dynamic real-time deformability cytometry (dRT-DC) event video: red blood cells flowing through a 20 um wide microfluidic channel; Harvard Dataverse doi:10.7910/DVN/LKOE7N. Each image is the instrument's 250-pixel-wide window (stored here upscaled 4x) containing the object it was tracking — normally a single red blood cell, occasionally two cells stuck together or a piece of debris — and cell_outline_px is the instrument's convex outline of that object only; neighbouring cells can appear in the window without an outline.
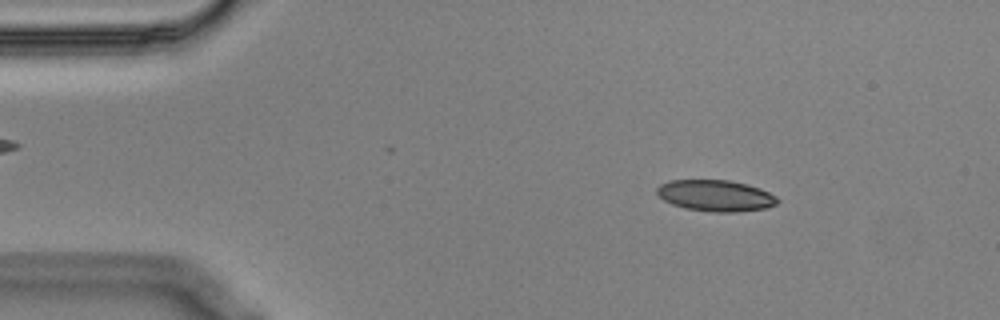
{"species": "Egyptian fruit bat (a non-hibernating species)", "species_latin": "Rousettus aegyptiacus", "temperature_condition": "cold", "stored_images_in_passage": 55, "camera_frame_rate_fps": 3000, "um_per_image_px": 0.085, "animal": {"sex": "male"}, "frame": {"image": 1, "passage_image": 7, "time_ms": 2.0, "image_size_px": [1000, 320], "cell_outline_px": [[780, 200], [776, 204], [764, 208], [736, 212], [712, 212], [684, 208], [672, 204], [664, 200], [656, 192], [656, 188], [660, 184], [668, 180], [728, 180], [748, 184], [760, 188], [776, 196]], "centroid_in_image_um": [60.81, 16.62], "position_along_channel_um": 24.2, "area_um2": 22.02}}
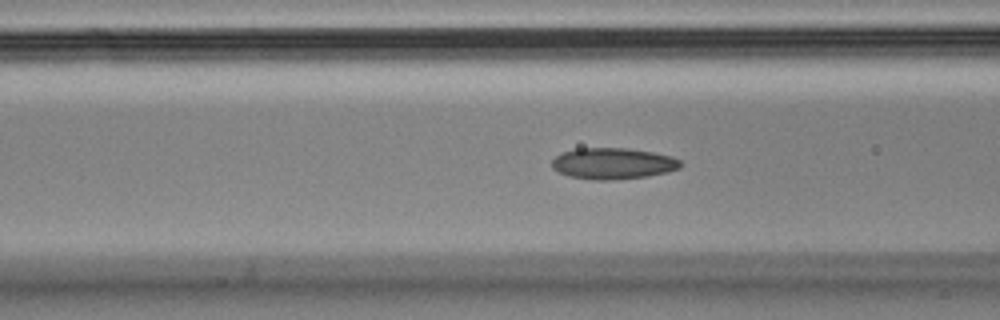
{"frame": {"image": 2, "passage_image": 20, "time_ms": 6.333, "image_size_px": [1000, 320], "cell_outline_px": [[684, 164], [680, 168], [668, 172], [648, 176], [612, 180], [596, 180], [568, 176], [552, 168], [552, 160], [556, 156], [564, 152], [576, 148], [628, 148], [652, 152], [672, 156], [680, 160]], "centroid_in_image_um": [52.14, 13.9], "position_along_channel_um": 114.5, "area_um2": 23.52}}
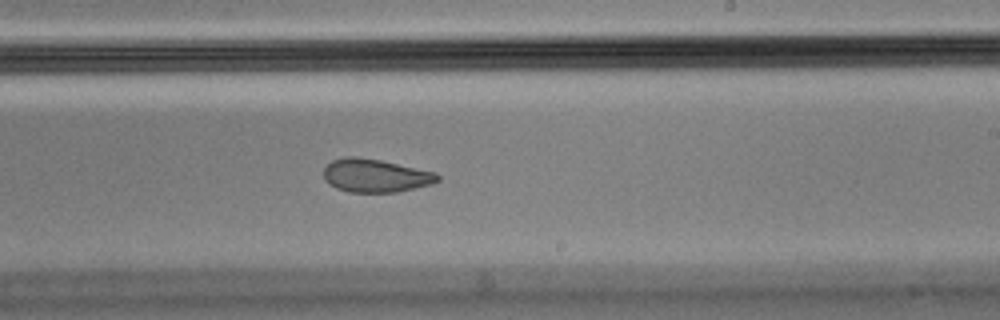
{"frame": {"image": 3, "passage_image": 32, "time_ms": 10.333, "image_size_px": [1000, 320], "cell_outline_px": [[440, 180], [432, 184], [396, 192], [348, 192], [336, 188], [328, 184], [324, 180], [324, 168], [332, 160], [344, 156], [356, 156], [380, 160], [436, 172], [440, 176]], "centroid_in_image_um": [31.89, 14.92], "position_along_channel_um": 257.1, "area_um2": 22.2}, "authors_computed_cell_mechanics": {"area_um2": 22.831, "velocity_mm_per_s": 3.5644, "shape_relaxation_time_tau1_ms": 6.8776, "shape_relaxation_time_tau2_ms": 2.5625, "deformation_change_tau1": 0.1515, "deformation_change_tau2": 0.0786}}